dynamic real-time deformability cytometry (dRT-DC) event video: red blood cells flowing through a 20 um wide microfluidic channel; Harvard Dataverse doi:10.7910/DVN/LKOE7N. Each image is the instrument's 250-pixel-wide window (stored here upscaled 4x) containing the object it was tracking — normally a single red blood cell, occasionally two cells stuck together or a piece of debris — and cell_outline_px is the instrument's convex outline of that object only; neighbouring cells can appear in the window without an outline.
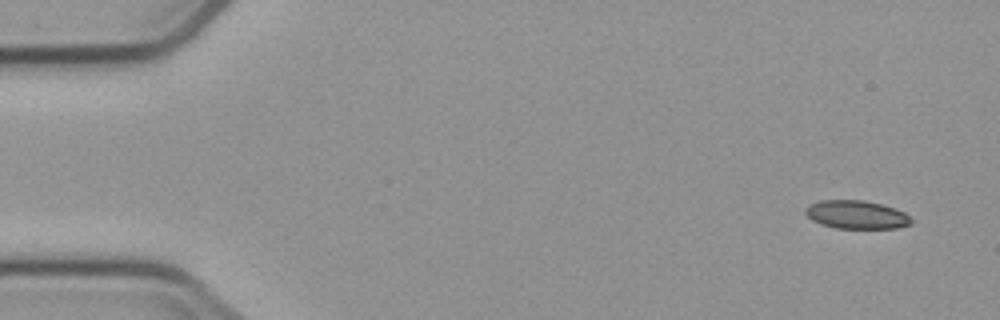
{"species": "common noctule bat (a hibernating species)", "species_latin": "Nyctalus noctula", "temperature_condition": "cold", "stored_images_in_passage": 9, "camera_frame_rate_fps": 3000, "um_per_image_px": 0.085, "animal": {"sex": "male", "body_mass_g": 23.1, "forearm_length_mm": 52.7}, "frame": {"image": 1, "passage_image": 1, "time_ms": 0.0, "image_size_px": [1000, 320], "cell_outline_px": [[912, 224], [896, 228], [836, 228], [820, 224], [812, 220], [804, 212], [804, 208], [808, 204], [820, 200], [864, 200], [896, 208], [904, 212], [912, 220]], "centroid_in_image_um": [72.77, 18.24], "position_along_channel_um": 12.2, "area_um2": 17.57}}
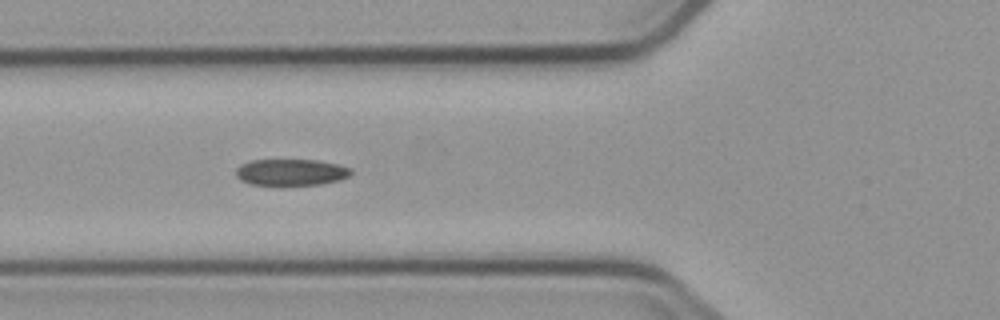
{"frame": {"image": 2, "passage_image": 6, "time_ms": 5.667, "image_size_px": [1000, 320], "cell_outline_px": [[352, 172], [348, 176], [340, 180], [320, 184], [280, 188], [252, 184], [240, 180], [236, 176], [236, 168], [240, 164], [252, 160], [316, 160], [340, 164], [352, 168]], "centroid_in_image_um": [24.72, 14.68], "position_along_channel_um": 101.1, "area_um2": 18.61}}
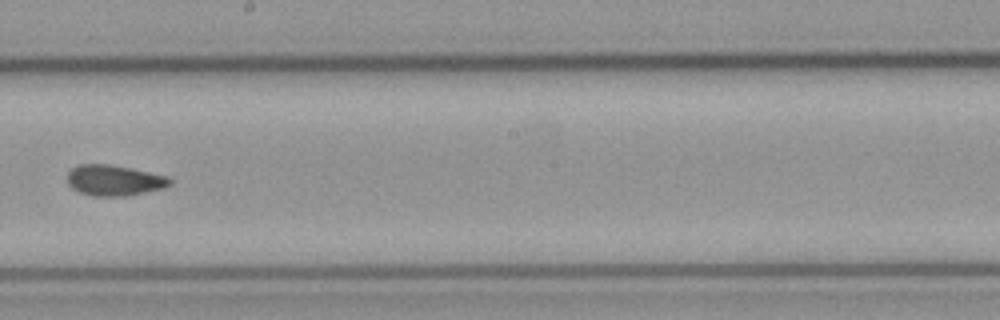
{"frame": {"image": 3, "passage_image": 9, "time_ms": 9.333, "image_size_px": [1000, 320], "cell_outline_px": [[172, 184], [164, 188], [128, 196], [92, 196], [80, 192], [72, 188], [68, 184], [68, 172], [72, 168], [80, 164], [108, 164], [168, 176], [172, 180]], "centroid_in_image_um": [9.72, 15.34], "position_along_channel_um": 238.5, "area_um2": 18.32}}